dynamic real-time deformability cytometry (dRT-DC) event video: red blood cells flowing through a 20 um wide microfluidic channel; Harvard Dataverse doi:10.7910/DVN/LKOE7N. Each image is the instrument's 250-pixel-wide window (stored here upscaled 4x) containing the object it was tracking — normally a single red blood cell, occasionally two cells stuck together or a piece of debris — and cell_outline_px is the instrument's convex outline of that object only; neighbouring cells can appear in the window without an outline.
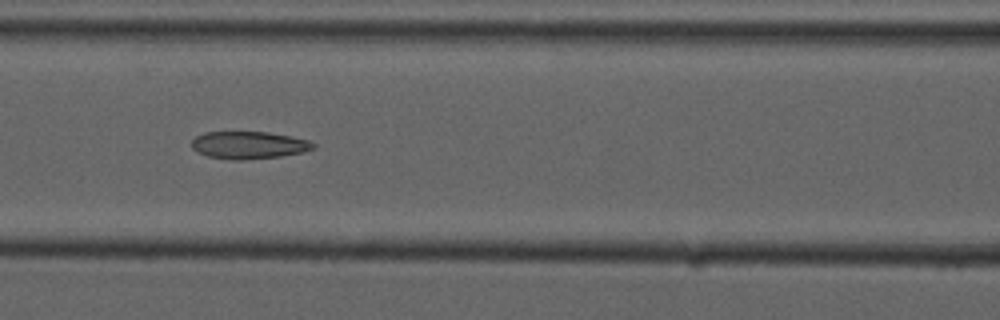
{"species": "common noctule bat (a hibernating species)", "species_latin": "Nyctalus noctula", "temperature_condition": "cold", "stored_images_in_passage": 13, "camera_frame_rate_fps": 3000, "um_per_image_px": 0.085, "animal": {"sex": "male", "forearm_length_mm": 52.5}, "frame": {"image": 1, "passage_image": 6, "time_ms": 6.667, "image_size_px": [1000, 320], "cell_outline_px": [[316, 148], [304, 152], [280, 156], [240, 160], [232, 160], [208, 156], [196, 152], [192, 148], [192, 140], [196, 136], [204, 132], [268, 132], [308, 140], [316, 144]], "centroid_in_image_um": [21.14, 12.33], "position_along_channel_um": 145.5, "area_um2": 19.42}}
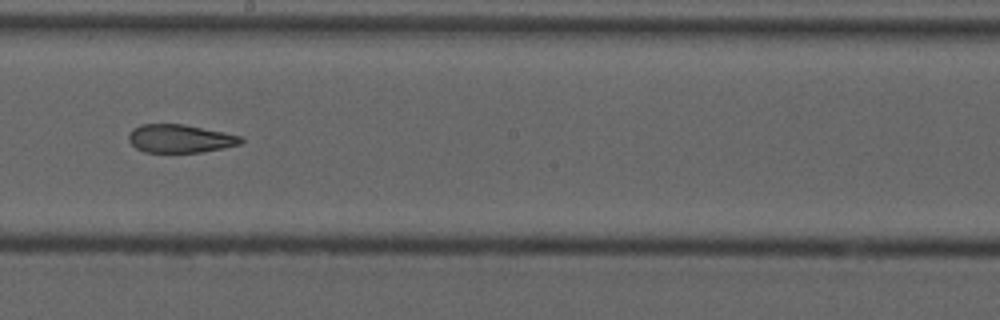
{"frame": {"image": 2, "passage_image": 8, "time_ms": 9.0, "image_size_px": [1000, 320], "cell_outline_px": [[244, 140], [240, 144], [200, 152], [144, 152], [136, 148], [128, 140], [128, 132], [132, 128], [140, 124], [184, 124], [224, 132], [240, 136]], "centroid_in_image_um": [15.25, 11.77], "position_along_channel_um": 233.0, "area_um2": 18.44}}
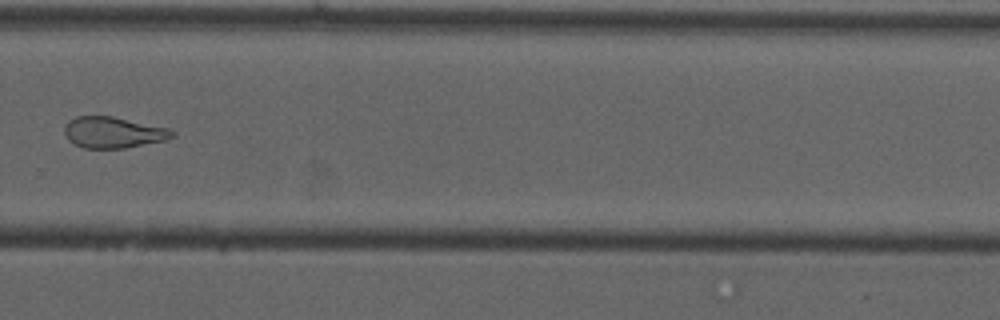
{"frame": {"image": 3, "passage_image": 10, "time_ms": 11.333, "image_size_px": [1000, 320], "cell_outline_px": [[176, 136], [164, 140], [124, 148], [84, 148], [68, 140], [64, 132], [64, 128], [68, 120], [76, 116], [112, 116], [168, 128], [176, 132]], "centroid_in_image_um": [9.62, 11.25], "position_along_channel_um": 320.2, "area_um2": 19.48}, "authors_computed_cell_mechanics": {"area_um2": 20.9814, "velocity_mm_per_s": 3.7659, "shape_relaxation_time_tau1_ms": null, "shape_relaxation_time_tau2_ms": 2.4575, "deformation_change_tau1": null, "deformation_change_tau2": 0.0783}}